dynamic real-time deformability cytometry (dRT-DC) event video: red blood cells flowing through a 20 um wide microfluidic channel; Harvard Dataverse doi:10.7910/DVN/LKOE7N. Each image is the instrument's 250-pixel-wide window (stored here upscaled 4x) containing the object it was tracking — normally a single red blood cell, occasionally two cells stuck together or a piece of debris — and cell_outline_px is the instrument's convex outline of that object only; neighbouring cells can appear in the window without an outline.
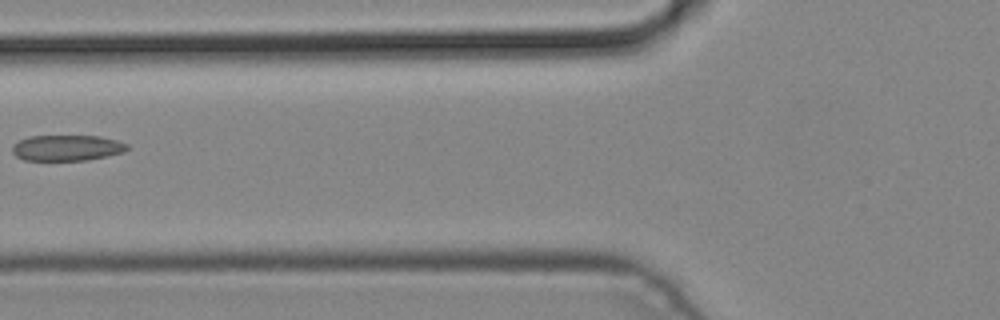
{"species": "common noctule bat (a hibernating species)", "species_latin": "Nyctalus noctula", "temperature_condition": "cold", "stored_images_in_passage": 6, "camera_frame_rate_fps": 3000, "um_per_image_px": 0.085, "animal": {"sex": "male", "body_mass_g": 19.2, "forearm_length_mm": 51.8}, "frame": {"image": 1, "passage_image": 6, "time_ms": 1.667, "image_size_px": [1000, 320], "cell_outline_px": [[128, 148], [124, 152], [88, 160], [24, 160], [16, 156], [12, 152], [12, 144], [28, 136], [100, 136], [116, 140], [128, 144]], "centroid_in_image_um": [5.67, 12.56], "position_along_channel_um": 120.1, "area_um2": 17.28}}